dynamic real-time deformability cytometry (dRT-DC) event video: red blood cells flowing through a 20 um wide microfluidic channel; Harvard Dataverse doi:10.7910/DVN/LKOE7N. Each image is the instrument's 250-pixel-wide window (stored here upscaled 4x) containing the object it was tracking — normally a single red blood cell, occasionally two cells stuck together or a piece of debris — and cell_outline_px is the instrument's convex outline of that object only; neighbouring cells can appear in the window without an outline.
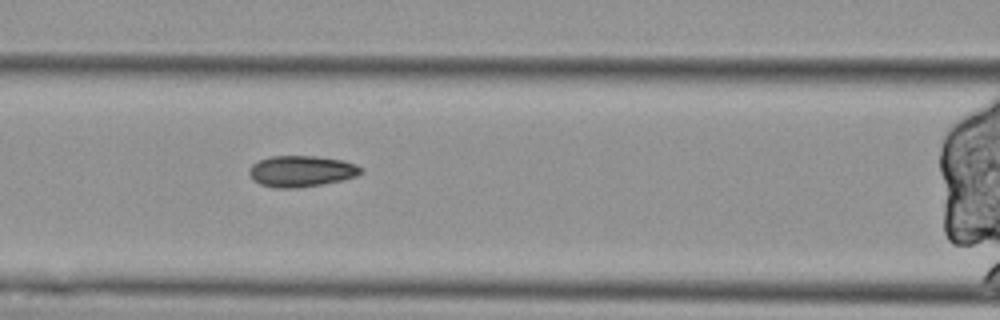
{"species": "Egyptian fruit bat (a non-hibernating species)", "species_latin": "Rousettus aegyptiacus", "temperature_condition": "cold", "stored_images_in_passage": 44, "camera_frame_rate_fps": 3000, "um_per_image_px": 0.085, "animal": {"sex": "female"}, "frame": {"image": 1, "passage_image": 11, "time_ms": 3.333, "image_size_px": [1000, 320], "cell_outline_px": [[364, 172], [356, 176], [344, 180], [296, 188], [276, 188], [260, 184], [252, 180], [248, 172], [248, 168], [252, 164], [260, 160], [272, 156], [316, 156], [344, 160], [356, 164], [364, 168]], "centroid_in_image_um": [25.63, 14.55], "position_along_channel_um": 141.0, "area_um2": 20.52}}
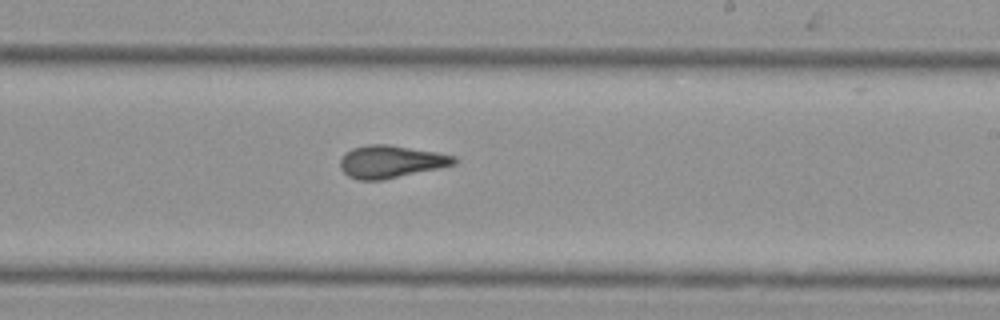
{"frame": {"image": 2, "passage_image": 21, "time_ms": 6.667, "image_size_px": [1000, 320], "cell_outline_px": [[460, 160], [456, 164], [440, 168], [384, 180], [356, 180], [348, 176], [340, 168], [340, 160], [344, 152], [352, 148], [368, 144], [388, 144], [436, 152], [456, 156]], "centroid_in_image_um": [33.23, 13.74], "position_along_channel_um": 255.8, "area_um2": 21.91}}
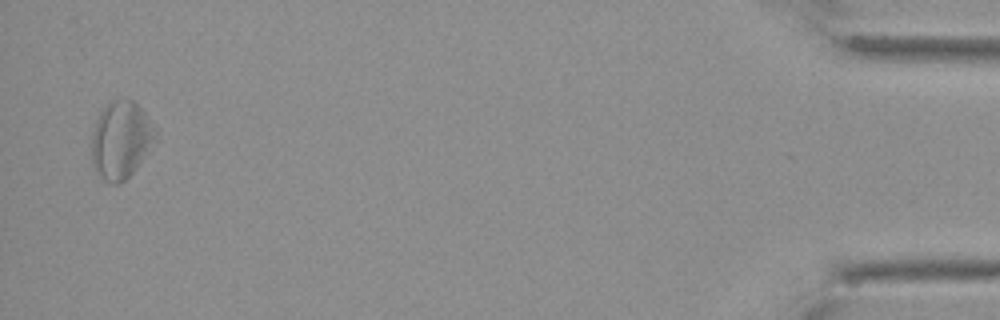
{"frame": {"image": 3, "passage_image": 43, "time_ms": 14.0, "image_size_px": [1000, 320], "cell_outline_px": [[160, 132], [132, 172], [120, 184], [112, 184], [104, 180], [92, 168], [92, 132], [96, 120], [100, 112], [112, 100], [132, 100], [144, 112]], "centroid_in_image_um": [10.26, 11.9], "position_along_channel_um": 424.9, "area_um2": 28.5}, "authors_computed_cell_mechanics": {"area_um2": 22.2819, "velocity_mm_per_s": 3.4693, "shape_relaxation_time_tau1_ms": null, "shape_relaxation_time_tau2_ms": 3.5078, "deformation_change_tau1": null, "deformation_change_tau2": 0.1379}}